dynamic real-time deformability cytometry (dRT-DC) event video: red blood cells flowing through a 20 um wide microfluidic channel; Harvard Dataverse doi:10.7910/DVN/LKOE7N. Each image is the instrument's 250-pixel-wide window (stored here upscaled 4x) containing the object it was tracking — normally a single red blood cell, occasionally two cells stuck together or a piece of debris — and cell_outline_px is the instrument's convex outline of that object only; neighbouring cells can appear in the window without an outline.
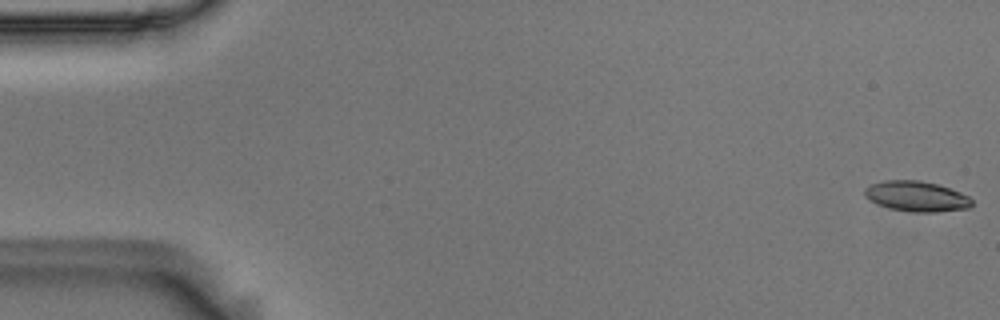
{"species": "Egyptian fruit bat (a non-hibernating species)", "species_latin": "Rousettus aegyptiacus", "temperature_condition": "room temperature", "stored_images_in_passage": 56, "camera_frame_rate_fps": 3000, "um_per_image_px": 0.085, "animal": {"sex": "male"}, "frame": {"image": 1, "passage_image": 1, "time_ms": 0.0, "image_size_px": [1000, 320], "cell_outline_px": [[972, 204], [968, 208], [936, 212], [912, 212], [888, 208], [864, 196], [864, 188], [868, 184], [884, 180], [920, 180], [936, 184], [960, 192], [968, 196], [972, 200]], "centroid_in_image_um": [77.87, 16.68], "position_along_channel_um": 7.1, "area_um2": 18.9}}
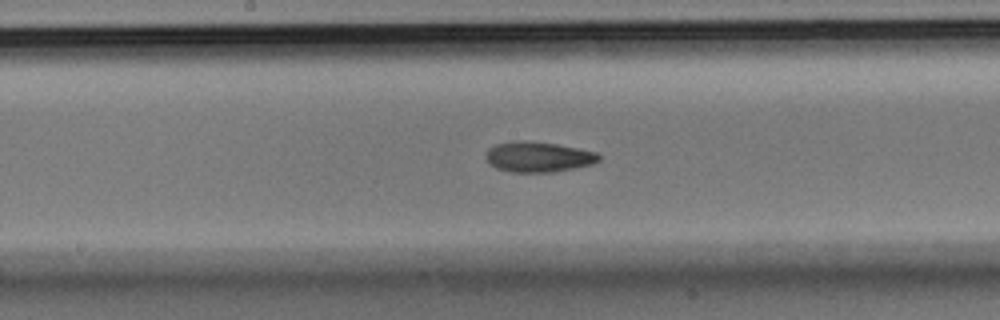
{"frame": {"image": 2, "passage_image": 29, "time_ms": 9.333, "image_size_px": [1000, 320], "cell_outline_px": [[600, 160], [592, 164], [552, 172], [512, 172], [496, 168], [488, 164], [484, 156], [488, 148], [496, 144], [520, 140], [524, 140], [556, 144], [596, 152], [600, 156]], "centroid_in_image_um": [45.7, 13.33], "position_along_channel_um": 202.5, "area_um2": 19.94}}
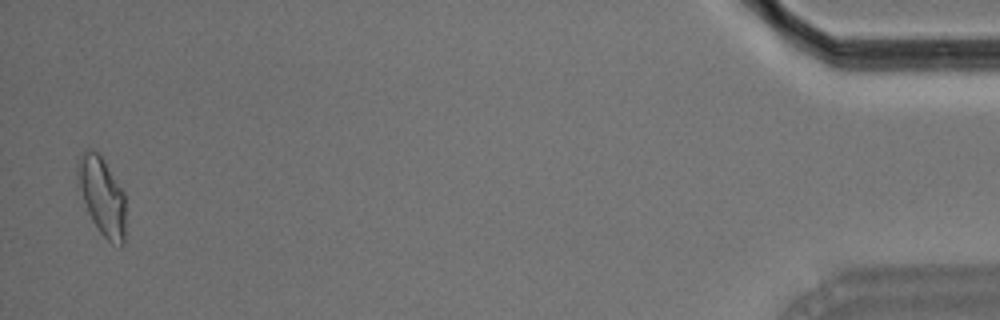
{"frame": {"image": 3, "passage_image": 55, "time_ms": 18.0, "image_size_px": [1000, 320], "cell_outline_px": [[124, 244], [120, 248], [112, 244], [100, 232], [92, 220], [88, 212], [76, 184], [76, 164], [80, 156], [88, 148], [92, 148], [104, 160], [124, 192]], "centroid_in_image_um": [8.64, 16.66], "position_along_channel_um": 426.6, "area_um2": 21.96}, "authors_computed_cell_mechanics": {"area_um2": 19.6809, "velocity_mm_per_s": 3.605, "shape_relaxation_time_tau1_ms": null, "shape_relaxation_time_tau2_ms": 6.1137, "deformation_change_tau1": null, "deformation_change_tau2": 0.1315}}